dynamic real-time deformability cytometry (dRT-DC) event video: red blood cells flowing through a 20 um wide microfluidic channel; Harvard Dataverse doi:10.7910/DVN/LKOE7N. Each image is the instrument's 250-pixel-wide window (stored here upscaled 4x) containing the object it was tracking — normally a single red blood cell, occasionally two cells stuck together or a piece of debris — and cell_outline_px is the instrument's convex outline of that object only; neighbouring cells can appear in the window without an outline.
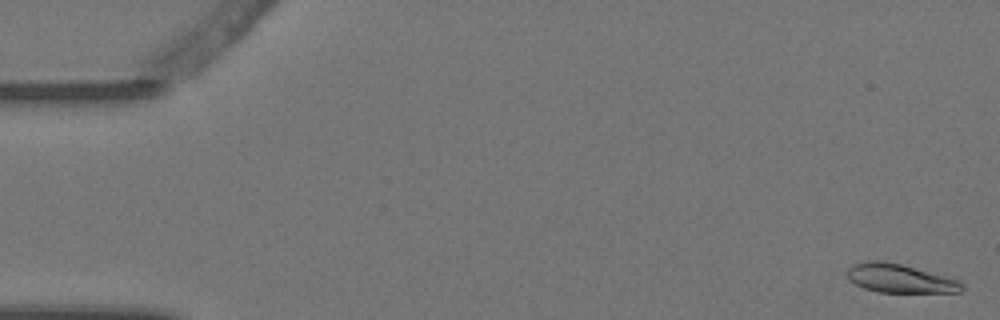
{"species": "Egyptian fruit bat (a non-hibernating species)", "species_latin": "Rousettus aegyptiacus", "temperature_condition": "warm", "stored_images_in_passage": 6, "camera_frame_rate_fps": 3000, "um_per_image_px": 0.085, "animal": {"sex": "female"}, "frame": {"image": 1, "passage_image": 1, "time_ms": 0.0, "image_size_px": [1000, 320], "cell_outline_px": [[964, 288], [960, 292], [876, 292], [864, 288], [848, 280], [848, 268], [852, 264], [868, 260], [884, 260], [900, 264], [960, 280], [964, 284]], "centroid_in_image_um": [76.48, 23.66], "position_along_channel_um": 8.5, "area_um2": 19.19}}
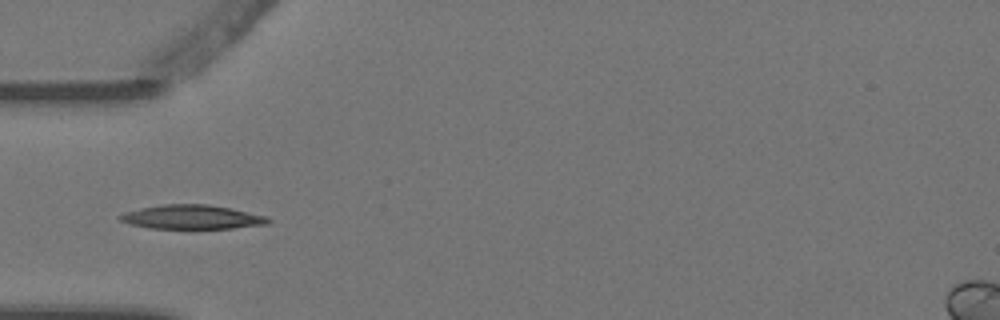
{"frame": {"image": 2, "passage_image": 5, "time_ms": 1.333, "image_size_px": [1000, 320], "cell_outline_px": [[272, 220], [268, 224], [232, 228], [148, 228], [128, 224], [120, 220], [116, 216], [124, 212], [140, 208], [164, 204], [208, 204], [232, 208], [264, 216]], "centroid_in_image_um": [16.27, 18.44], "position_along_channel_um": 68.7, "area_um2": 20.81}}
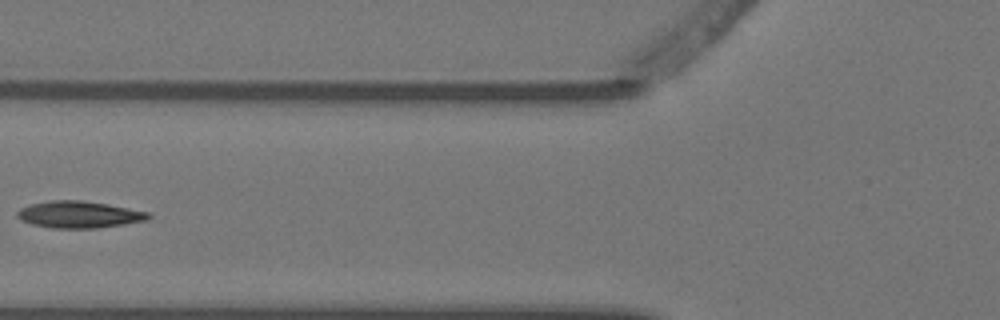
{"frame": {"image": 3, "passage_image": 6, "time_ms": 1.667, "image_size_px": [1000, 320], "cell_outline_px": [[152, 216], [148, 220], [124, 224], [96, 228], [52, 228], [32, 224], [20, 220], [16, 216], [16, 212], [20, 208], [32, 204], [48, 200], [80, 200], [108, 204], [148, 212]], "centroid_in_image_um": [6.7, 18.23], "position_along_channel_um": 119.1, "area_um2": 20.52}}